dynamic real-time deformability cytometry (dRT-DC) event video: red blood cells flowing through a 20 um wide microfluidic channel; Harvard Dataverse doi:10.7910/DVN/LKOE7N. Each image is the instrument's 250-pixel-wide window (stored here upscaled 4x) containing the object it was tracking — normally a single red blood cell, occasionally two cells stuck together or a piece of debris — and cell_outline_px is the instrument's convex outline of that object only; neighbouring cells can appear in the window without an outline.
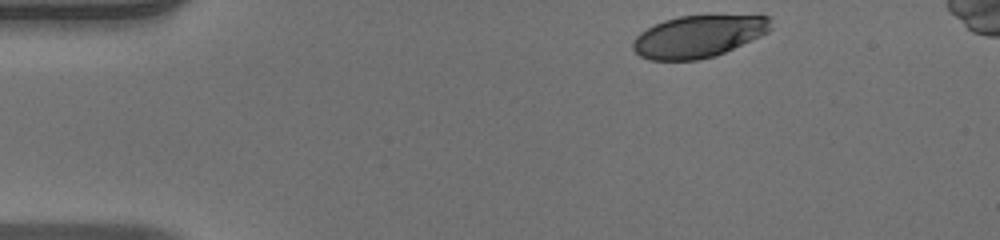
{"species": "human", "species_latin": "Homo sapiens", "temperature_condition": "warm", "stored_images_in_passage": 36, "camera_frame_rate_fps": 3000, "um_per_image_px": 0.085, "donor": {"sex": "male"}, "frame": {"image": 1, "passage_image": 1, "time_ms": 0.0, "image_size_px": [1000, 240], "cell_outline_px": [[772, 28], [768, 32], [760, 36], [716, 56], [700, 60], [648, 60], [640, 56], [632, 48], [632, 40], [640, 32], [664, 20], [680, 16], [768, 16]], "centroid_in_image_um": [59.32, 3.11], "position_along_channel_um": 25.7, "area_um2": 33.58}}
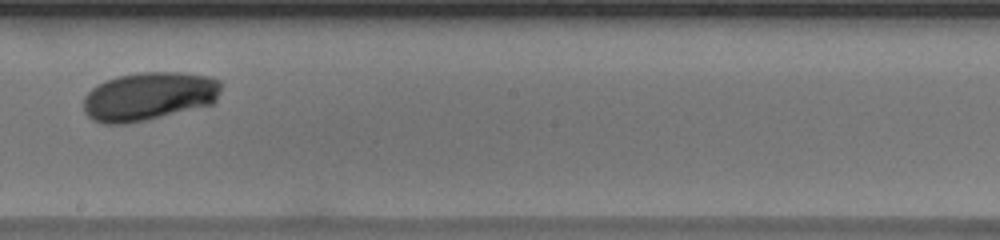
{"frame": {"image": 2, "passage_image": 23, "time_ms": 7.333, "image_size_px": [1000, 240], "cell_outline_px": [[220, 88], [216, 100], [212, 104], [148, 120], [124, 124], [104, 124], [92, 120], [84, 112], [84, 96], [92, 88], [104, 80], [116, 76], [140, 72], [180, 72], [208, 76], [220, 80]], "centroid_in_image_um": [12.62, 8.19], "position_along_channel_um": 235.6, "area_um2": 39.07}}
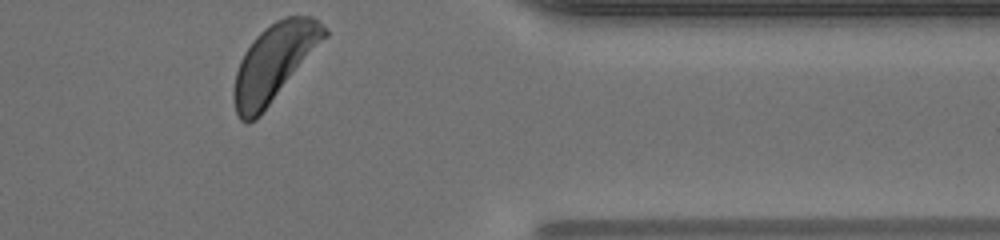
{"frame": {"image": 3, "passage_image": 36, "time_ms": 11.667, "image_size_px": [1000, 240], "cell_outline_px": [[328, 36], [260, 116], [256, 120], [248, 124], [240, 120], [236, 112], [232, 96], [232, 92], [236, 72], [240, 60], [244, 52], [252, 40], [264, 28], [276, 20], [284, 16], [312, 16], [328, 28]], "centroid_in_image_um": [23.29, 5.32], "position_along_channel_um": 388.1, "area_um2": 40.81}, "authors_computed_cell_mechanics": {"area_um2": 38.1191, "velocity_mm_per_s": 3.9078, "shape_relaxation_time_tau1_ms": 2.8758, "shape_relaxation_time_tau2_ms": null, "deformation_change_tau1": 0.1539, "deformation_change_tau2": null}}